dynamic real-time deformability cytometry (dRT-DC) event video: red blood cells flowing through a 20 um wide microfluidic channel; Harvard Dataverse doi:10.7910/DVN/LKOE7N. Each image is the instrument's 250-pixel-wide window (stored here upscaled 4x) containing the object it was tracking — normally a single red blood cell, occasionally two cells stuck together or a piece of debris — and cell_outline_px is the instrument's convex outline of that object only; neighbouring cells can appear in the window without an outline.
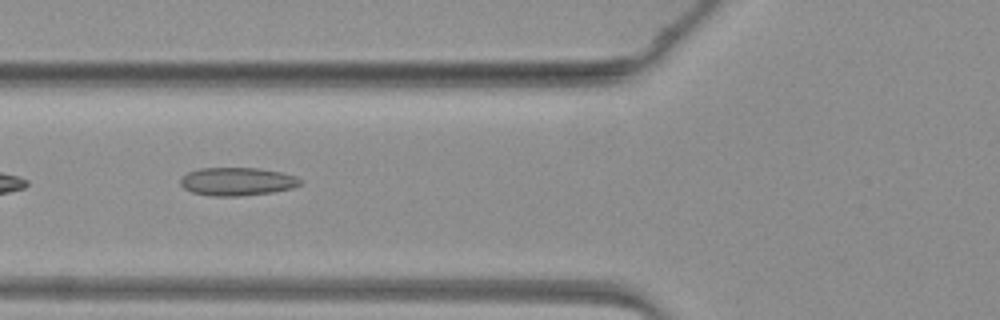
{"species": "common noctule bat (a hibernating species)", "species_latin": "Nyctalus noctula", "temperature_condition": "warm", "stored_images_in_passage": 13, "camera_frame_rate_fps": 3000, "um_per_image_px": 0.085, "animal": {"sex": "female", "body_mass_g": 19.3, "forearm_length_mm": 54.1}, "frame": {"image": 1, "passage_image": 3, "time_ms": 0.667, "image_size_px": [1000, 320], "cell_outline_px": [[304, 180], [300, 184], [292, 188], [272, 192], [240, 196], [212, 196], [192, 192], [184, 188], [180, 184], [180, 180], [188, 172], [200, 168], [256, 168], [280, 172], [296, 176]], "centroid_in_image_um": [20.17, 15.43], "position_along_channel_um": 105.6, "area_um2": 19.59}}
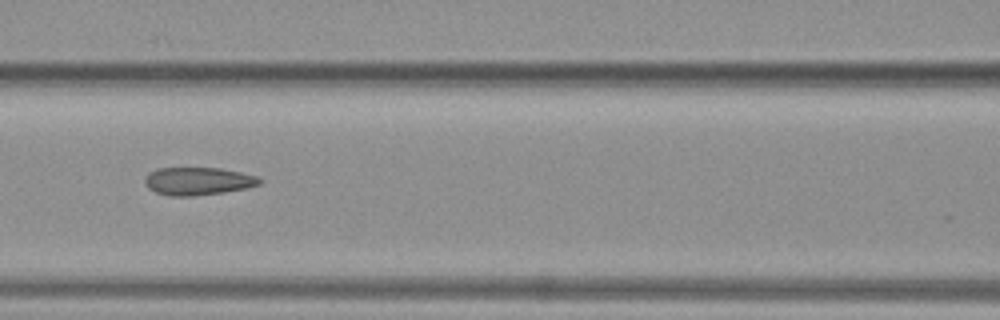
{"frame": {"image": 2, "passage_image": 6, "time_ms": 1.667, "image_size_px": [1000, 320], "cell_outline_px": [[264, 180], [260, 184], [244, 188], [224, 192], [192, 196], [168, 196], [156, 192], [148, 188], [144, 180], [148, 172], [160, 168], [220, 168], [240, 172], [256, 176]], "centroid_in_image_um": [16.82, 15.4], "position_along_channel_um": 149.8, "area_um2": 18.55}}